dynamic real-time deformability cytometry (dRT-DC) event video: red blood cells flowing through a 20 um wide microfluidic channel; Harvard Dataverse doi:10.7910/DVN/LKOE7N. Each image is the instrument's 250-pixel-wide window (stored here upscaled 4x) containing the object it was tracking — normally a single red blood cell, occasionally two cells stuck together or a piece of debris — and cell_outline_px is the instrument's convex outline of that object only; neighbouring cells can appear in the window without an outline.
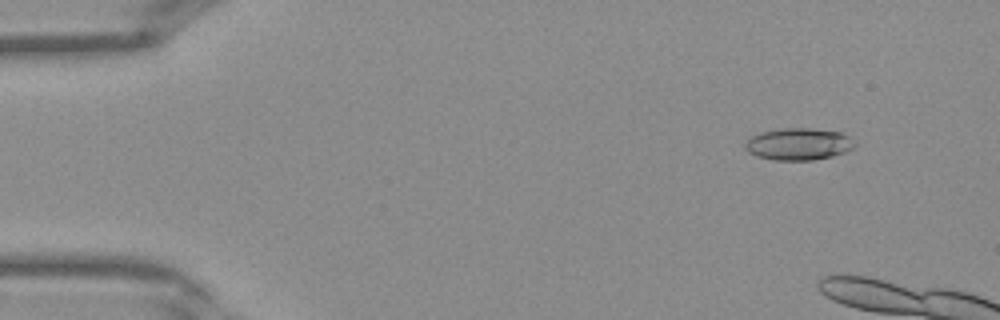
{"species": "Egyptian fruit bat (a non-hibernating species)", "species_latin": "Rousettus aegyptiacus", "temperature_condition": "warm", "stored_images_in_passage": 12, "camera_frame_rate_fps": 3000, "um_per_image_px": 0.085, "frame": {"image": 1, "passage_image": 4, "time_ms": 1.0, "image_size_px": [1000, 320], "cell_outline_px": [[856, 148], [832, 156], [812, 160], [772, 160], [756, 156], [748, 152], [744, 148], [744, 144], [748, 136], [760, 132], [784, 128], [808, 128], [844, 132], [856, 144]], "centroid_in_image_um": [67.85, 12.24], "position_along_channel_um": 17.1, "area_um2": 20.75}}